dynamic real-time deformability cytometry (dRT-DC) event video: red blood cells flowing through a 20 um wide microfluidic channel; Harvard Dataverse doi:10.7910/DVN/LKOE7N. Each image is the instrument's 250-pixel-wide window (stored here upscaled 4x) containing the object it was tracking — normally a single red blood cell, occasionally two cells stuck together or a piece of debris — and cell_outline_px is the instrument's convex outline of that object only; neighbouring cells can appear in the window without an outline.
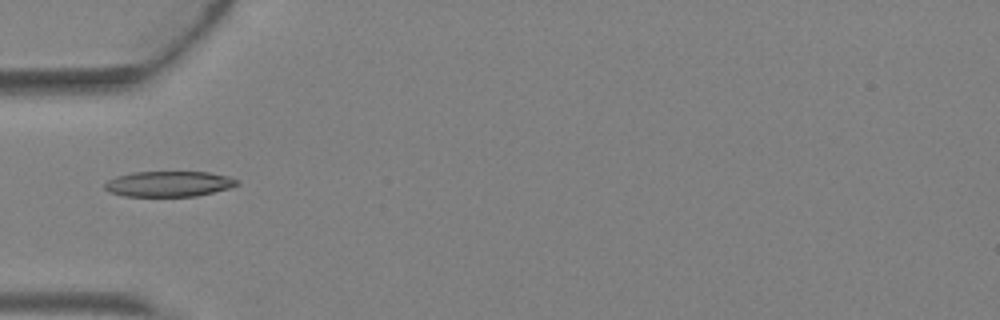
{"species": "Egyptian fruit bat (a non-hibernating species)", "species_latin": "Rousettus aegyptiacus", "temperature_condition": "warm", "stored_images_in_passage": 4, "camera_frame_rate_fps": 3000, "um_per_image_px": 0.085, "animal": {"sex": "female"}, "frame": {"image": 1, "passage_image": 4, "time_ms": 1.0, "image_size_px": [1000, 320], "cell_outline_px": [[240, 184], [232, 188], [196, 196], [124, 196], [108, 192], [104, 188], [104, 184], [108, 180], [116, 176], [132, 172], [208, 172], [228, 176], [240, 180]], "centroid_in_image_um": [14.38, 15.63], "position_along_channel_um": 70.6, "area_um2": 19.88}}